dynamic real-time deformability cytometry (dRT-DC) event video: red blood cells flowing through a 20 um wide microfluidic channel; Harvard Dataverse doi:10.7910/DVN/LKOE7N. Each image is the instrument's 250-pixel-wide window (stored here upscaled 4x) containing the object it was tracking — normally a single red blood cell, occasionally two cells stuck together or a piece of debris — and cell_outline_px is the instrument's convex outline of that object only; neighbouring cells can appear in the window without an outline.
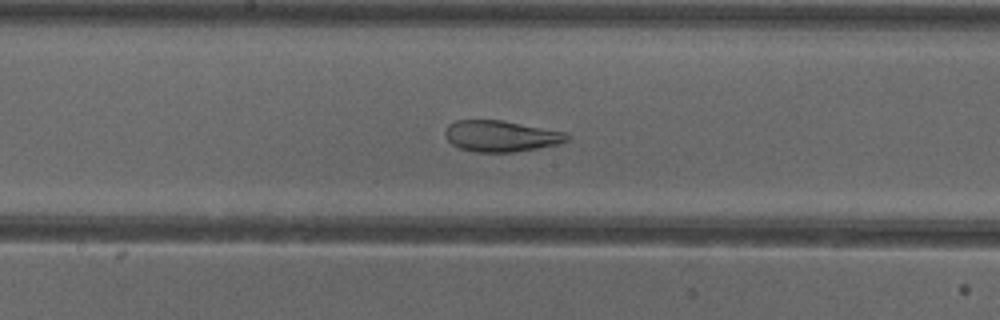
{"species": "common noctule bat (a hibernating species)", "species_latin": "Nyctalus noctula", "temperature_condition": "cold", "stored_images_in_passage": 21, "camera_frame_rate_fps": 3000, "um_per_image_px": 0.085, "animal": {"sex": "female"}, "frame": {"image": 1, "passage_image": 16, "time_ms": 5.0, "image_size_px": [1000, 320], "cell_outline_px": [[568, 140], [556, 144], [536, 148], [512, 152], [476, 152], [460, 148], [452, 144], [444, 136], [444, 132], [448, 124], [456, 120], [500, 120], [564, 132], [568, 136]], "centroid_in_image_um": [42.5, 11.56], "position_along_channel_um": 205.7, "area_um2": 21.79}}